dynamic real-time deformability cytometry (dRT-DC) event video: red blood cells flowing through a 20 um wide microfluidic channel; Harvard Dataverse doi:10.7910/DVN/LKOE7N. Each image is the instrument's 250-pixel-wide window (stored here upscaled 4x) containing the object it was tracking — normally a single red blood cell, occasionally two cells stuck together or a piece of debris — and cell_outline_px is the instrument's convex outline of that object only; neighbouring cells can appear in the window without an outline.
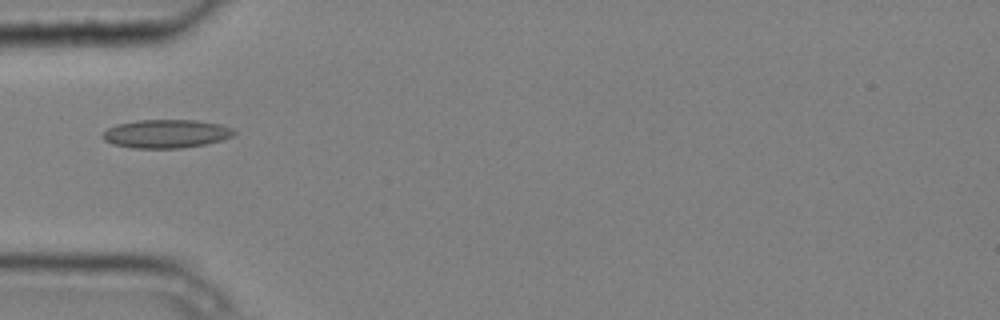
{"species": "common noctule bat (a hibernating species)", "species_latin": "Nyctalus noctula", "temperature_condition": "cold", "stored_images_in_passage": 5, "camera_frame_rate_fps": 3000, "um_per_image_px": 0.085, "animal": {"sex": "male", "body_mass_g": 20.4}, "frame": {"image": 1, "passage_image": 5, "time_ms": 1.333, "image_size_px": [1000, 320], "cell_outline_px": [[236, 132], [232, 136], [220, 140], [204, 144], [180, 148], [132, 148], [112, 144], [104, 140], [100, 136], [108, 128], [116, 124], [136, 120], [196, 120], [220, 124], [232, 128]], "centroid_in_image_um": [14.08, 11.36], "position_along_channel_um": 70.9, "area_um2": 21.79}}